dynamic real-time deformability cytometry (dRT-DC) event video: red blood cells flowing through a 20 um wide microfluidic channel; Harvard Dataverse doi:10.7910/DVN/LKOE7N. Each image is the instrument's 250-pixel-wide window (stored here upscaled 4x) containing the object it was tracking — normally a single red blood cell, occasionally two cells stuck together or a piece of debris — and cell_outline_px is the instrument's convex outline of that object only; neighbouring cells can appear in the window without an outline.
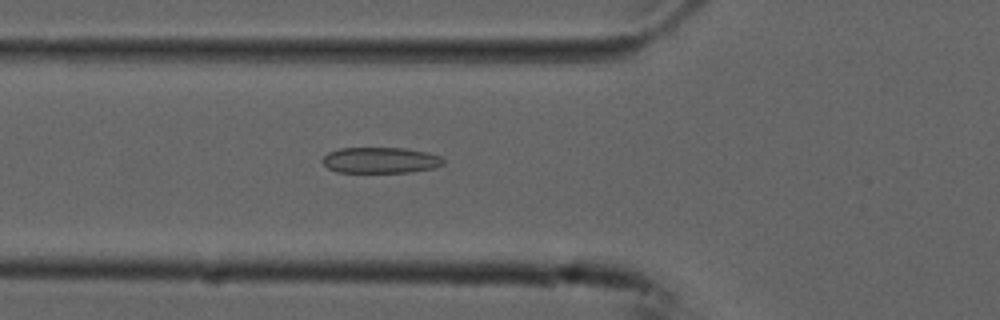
{"species": "common noctule bat (a hibernating species)", "species_latin": "Nyctalus noctula", "temperature_condition": "cold", "stored_images_in_passage": 35, "camera_frame_rate_fps": 3000, "um_per_image_px": 0.085, "animal": {"sex": "male", "forearm_length_mm": 52.5}, "frame": {"image": 1, "passage_image": 3, "time_ms": 0.667, "image_size_px": [1000, 320], "cell_outline_px": [[444, 164], [432, 168], [412, 172], [336, 172], [328, 168], [320, 160], [328, 152], [340, 148], [404, 148], [428, 152], [440, 156], [444, 160]], "centroid_in_image_um": [32.33, 13.62], "position_along_channel_um": 93.5, "area_um2": 18.32}}
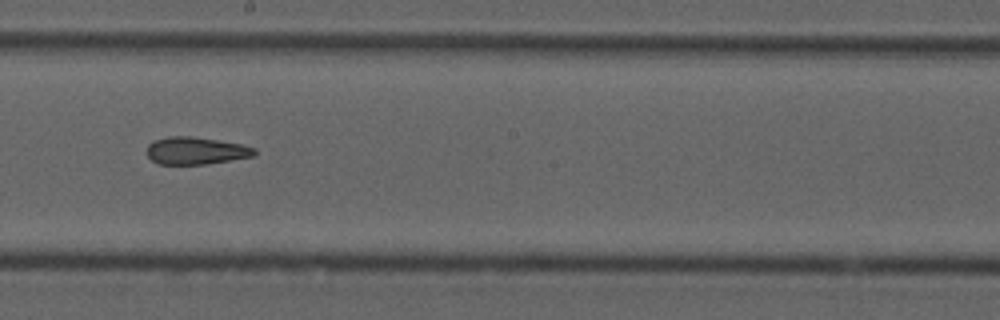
{"frame": {"image": 2, "passage_image": 14, "time_ms": 4.333, "image_size_px": [1000, 320], "cell_outline_px": [[256, 156], [204, 164], [160, 164], [152, 160], [148, 156], [148, 144], [152, 140], [168, 136], [192, 136], [240, 144], [256, 148]], "centroid_in_image_um": [16.65, 12.8], "position_along_channel_um": 231.6, "area_um2": 17.11}}
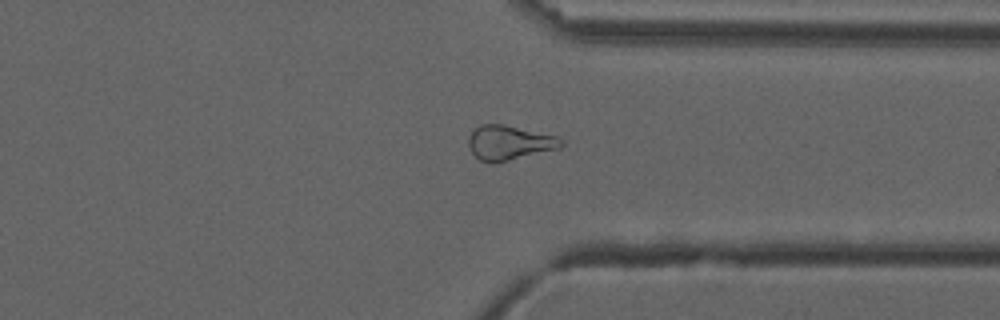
{"frame": {"image": 3, "passage_image": 25, "time_ms": 8.0, "image_size_px": [1000, 320], "cell_outline_px": [[564, 144], [560, 148], [492, 164], [480, 160], [472, 152], [468, 144], [468, 136], [480, 124], [500, 124], [556, 136], [564, 140]], "centroid_in_image_um": [43.28, 12.14], "position_along_channel_um": 368.1, "area_um2": 18.44}}